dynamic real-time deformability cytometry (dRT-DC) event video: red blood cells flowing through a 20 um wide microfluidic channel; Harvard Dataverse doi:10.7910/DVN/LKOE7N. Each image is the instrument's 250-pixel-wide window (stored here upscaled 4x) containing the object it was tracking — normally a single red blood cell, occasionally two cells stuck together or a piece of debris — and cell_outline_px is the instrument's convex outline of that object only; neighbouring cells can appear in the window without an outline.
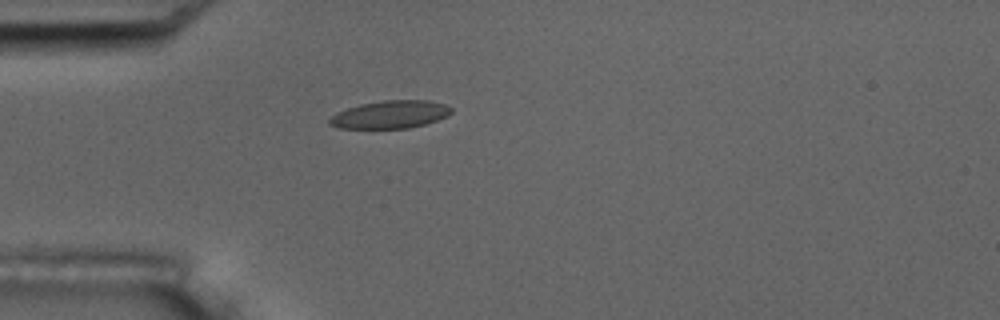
{"species": "common noctule bat (a hibernating species)", "species_latin": "Nyctalus noctula", "temperature_condition": "room temperature", "stored_images_in_passage": 3, "camera_frame_rate_fps": 3000, "um_per_image_px": 0.085, "animal": {"sex": "male", "body_mass_g": 17.5, "forearm_length_mm": 52.3}, "frame": {"image": 1, "passage_image": 1, "time_ms": 0.0, "image_size_px": [1000, 320], "cell_outline_px": [[452, 112], [448, 116], [424, 124], [408, 128], [340, 128], [328, 124], [328, 120], [336, 112], [360, 104], [384, 100], [428, 100], [444, 104], [452, 108]], "centroid_in_image_um": [33.17, 9.73], "position_along_channel_um": 51.8, "area_um2": 19.65}}